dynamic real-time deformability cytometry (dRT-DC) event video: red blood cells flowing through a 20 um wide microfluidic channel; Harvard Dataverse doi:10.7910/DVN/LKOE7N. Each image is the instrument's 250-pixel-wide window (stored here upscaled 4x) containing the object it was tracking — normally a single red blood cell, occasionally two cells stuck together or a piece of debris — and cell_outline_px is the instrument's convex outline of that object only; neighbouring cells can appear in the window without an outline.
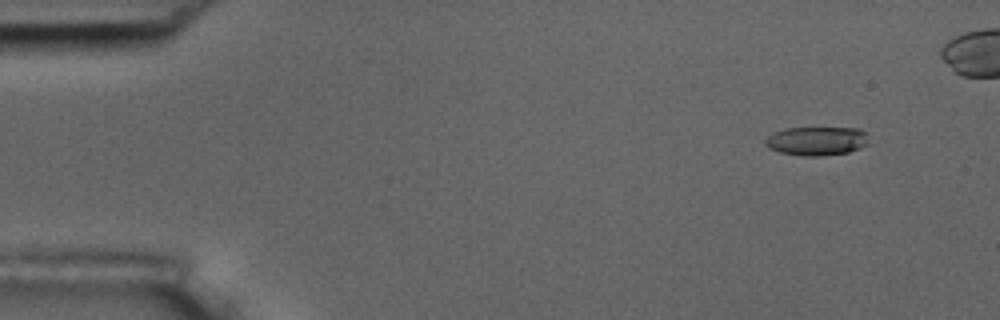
{"species": "common noctule bat (a hibernating species)", "species_latin": "Nyctalus noctula", "temperature_condition": "room temperature", "stored_images_in_passage": 6, "camera_frame_rate_fps": 3000, "um_per_image_px": 0.085, "animal": {"sex": "male", "body_mass_g": 17.5, "forearm_length_mm": 52.3}, "frame": {"image": 1, "passage_image": 2, "time_ms": 0.333, "image_size_px": [1000, 320], "cell_outline_px": [[868, 144], [860, 148], [848, 152], [820, 156], [804, 156], [780, 152], [768, 148], [764, 144], [764, 140], [772, 132], [784, 128], [860, 128], [868, 132]], "centroid_in_image_um": [69.42, 11.97], "position_along_channel_um": 15.6, "area_um2": 17.63}}